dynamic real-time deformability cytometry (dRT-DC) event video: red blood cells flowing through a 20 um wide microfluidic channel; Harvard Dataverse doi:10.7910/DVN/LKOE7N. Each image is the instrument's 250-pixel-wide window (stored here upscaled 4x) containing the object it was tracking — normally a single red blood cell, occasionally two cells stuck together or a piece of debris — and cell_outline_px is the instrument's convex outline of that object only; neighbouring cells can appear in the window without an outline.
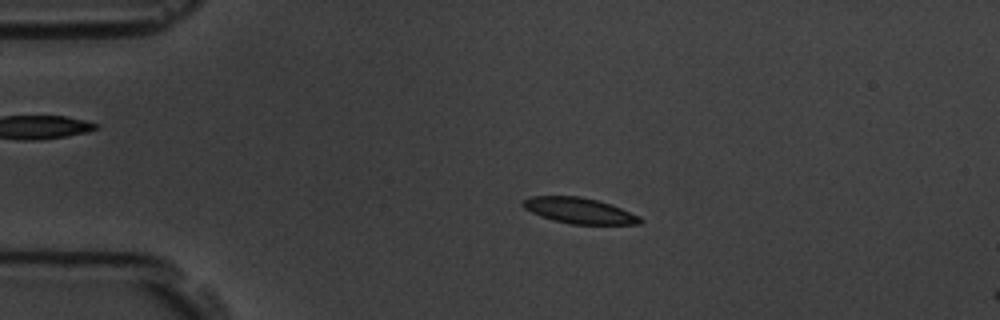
{"species": "common noctule bat (a hibernating species)", "species_latin": "Nyctalus noctula", "temperature_condition": "room temperature", "stored_images_in_passage": 53, "camera_frame_rate_fps": 3000, "um_per_image_px": 0.085, "animal": {"sex": "male", "body_mass_g": 19.5, "forearm_length_mm": 54.6}, "frame": {"image": 1, "passage_image": 8, "time_ms": 2.333, "image_size_px": [1000, 320], "cell_outline_px": [[644, 220], [640, 224], [572, 224], [552, 220], [540, 216], [524, 208], [520, 204], [520, 200], [532, 196], [580, 196], [612, 204], [640, 216]], "centroid_in_image_um": [49.22, 17.9], "position_along_channel_um": 35.8, "area_um2": 17.74}}
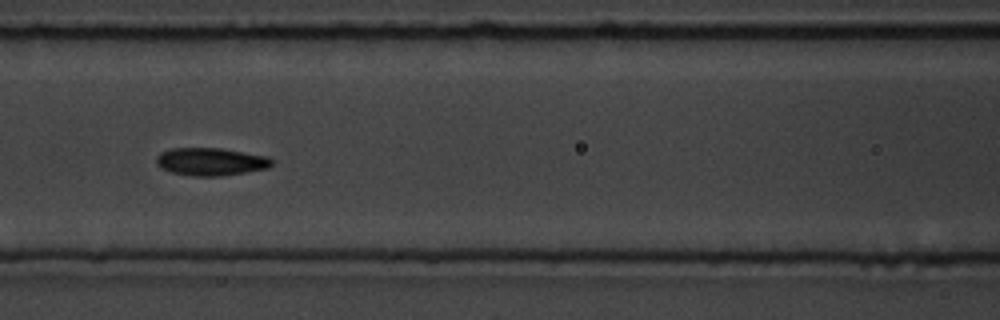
{"frame": {"image": 2, "passage_image": 21, "time_ms": 6.667, "image_size_px": [1000, 320], "cell_outline_px": [[272, 164], [268, 168], [220, 176], [192, 176], [172, 172], [160, 168], [156, 164], [156, 156], [160, 152], [172, 148], [220, 148], [268, 156], [272, 160]], "centroid_in_image_um": [17.88, 13.73], "position_along_channel_um": 148.7, "area_um2": 18.67}}
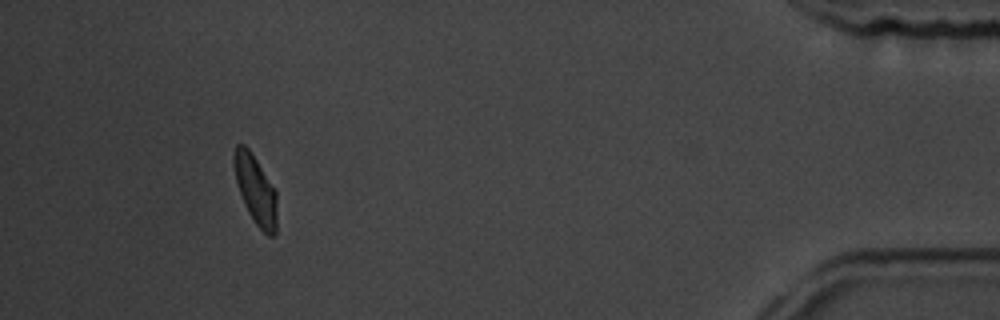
{"frame": {"image": 3, "passage_image": 49, "time_ms": 16.0, "image_size_px": [1000, 320], "cell_outline_px": [[276, 232], [272, 236], [268, 236], [256, 224], [248, 212], [244, 204], [236, 180], [232, 164], [232, 156], [236, 144], [244, 144], [248, 148], [256, 160], [276, 192]], "centroid_in_image_um": [21.69, 16.11], "position_along_channel_um": 413.5, "area_um2": 16.99}, "authors_computed_cell_mechanics": {"area_um2": 18.0914, "velocity_mm_per_s": 3.5337, "shape_relaxation_time_tau1_ms": 3.0399, "shape_relaxation_time_tau2_ms": 3.0623, "deformation_change_tau1": 0.1245, "deformation_change_tau2": 0.073}}